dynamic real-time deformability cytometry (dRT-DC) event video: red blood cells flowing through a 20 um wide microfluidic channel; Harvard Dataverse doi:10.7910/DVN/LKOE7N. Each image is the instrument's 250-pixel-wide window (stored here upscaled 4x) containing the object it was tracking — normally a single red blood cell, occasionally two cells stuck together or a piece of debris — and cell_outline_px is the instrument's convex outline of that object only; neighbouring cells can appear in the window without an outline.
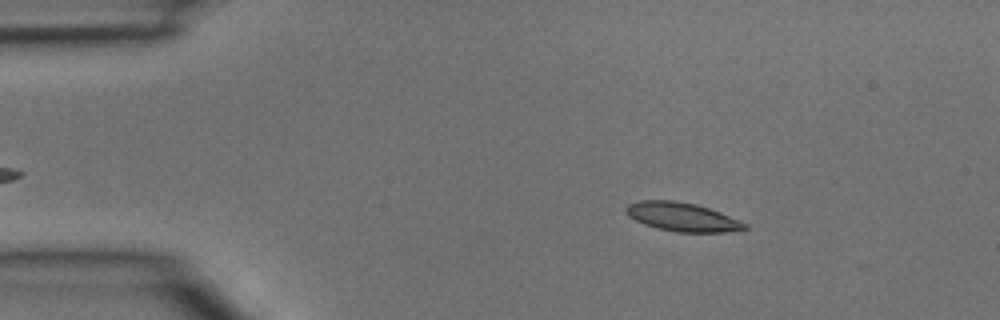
{"species": "common noctule bat (a hibernating species)", "species_latin": "Nyctalus noctula", "temperature_condition": "room temperature", "stored_images_in_passage": 2, "camera_frame_rate_fps": 3000, "um_per_image_px": 0.085, "animal": {"sex": "male", "body_mass_g": 15.6}, "frame": {"image": 1, "passage_image": 1, "time_ms": 0.0, "image_size_px": [1000, 320], "cell_outline_px": [[748, 228], [724, 232], [680, 232], [656, 228], [644, 224], [628, 216], [624, 212], [624, 208], [628, 204], [640, 200], [672, 200], [696, 204], [720, 212], [748, 224]], "centroid_in_image_um": [57.95, 18.43], "position_along_channel_um": 27.1, "area_um2": 19.83}}